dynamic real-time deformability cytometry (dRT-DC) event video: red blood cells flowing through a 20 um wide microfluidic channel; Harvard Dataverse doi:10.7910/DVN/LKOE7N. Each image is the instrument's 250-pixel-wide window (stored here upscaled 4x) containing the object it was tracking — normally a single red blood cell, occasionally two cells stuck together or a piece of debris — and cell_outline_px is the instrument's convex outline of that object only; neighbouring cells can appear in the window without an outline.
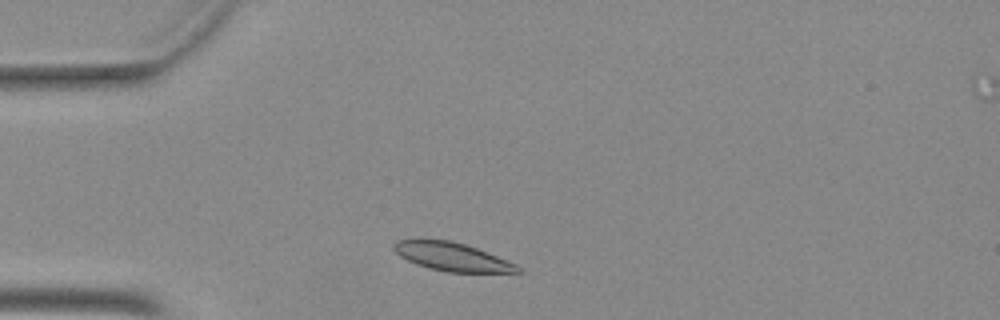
{"species": "Egyptian fruit bat (a non-hibernating species)", "species_latin": "Rousettus aegyptiacus", "temperature_condition": "warm", "stored_images_in_passage": 36, "camera_frame_rate_fps": 3000, "um_per_image_px": 0.085, "animal": {"sex": "female"}, "frame": {"image": 1, "passage_image": 4, "time_ms": 1.0, "image_size_px": [1000, 320], "cell_outline_px": [[524, 272], [448, 272], [416, 264], [400, 256], [392, 248], [392, 244], [396, 240], [420, 236], [448, 240], [464, 244], [476, 248], [516, 264]], "centroid_in_image_um": [38.31, 21.77], "position_along_channel_um": 46.7, "area_um2": 20.75}}
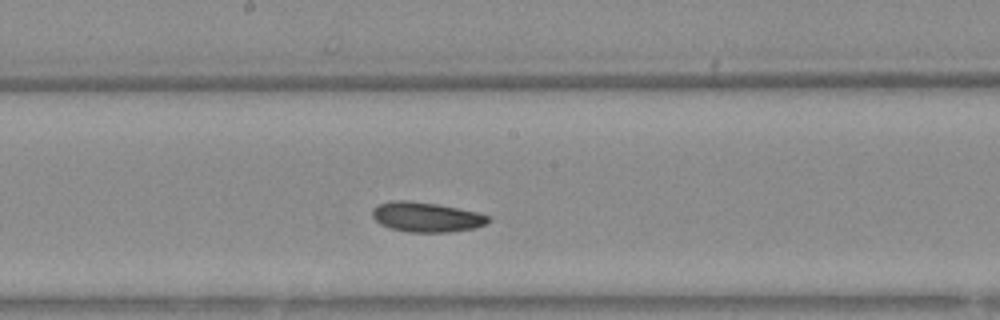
{"frame": {"image": 2, "passage_image": 18, "time_ms": 5.667, "image_size_px": [1000, 320], "cell_outline_px": [[488, 220], [484, 224], [476, 228], [448, 232], [408, 232], [388, 228], [380, 224], [372, 216], [372, 208], [376, 204], [392, 200], [404, 200], [436, 204], [476, 212], [488, 216]], "centroid_in_image_um": [36.16, 18.45], "position_along_channel_um": 212.0, "area_um2": 20.06}}
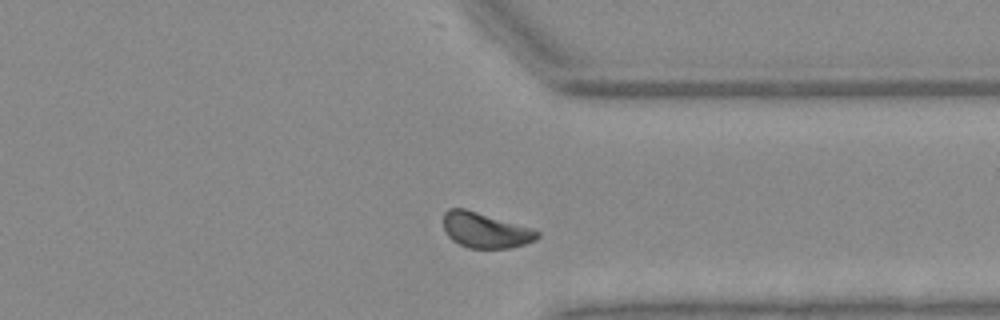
{"frame": {"image": 3, "passage_image": 30, "time_ms": 9.667, "image_size_px": [1000, 320], "cell_outline_px": [[540, 236], [536, 240], [524, 244], [508, 248], [468, 248], [452, 240], [444, 232], [444, 212], [448, 208], [464, 208], [532, 228], [540, 232]], "centroid_in_image_um": [41.24, 19.57], "position_along_channel_um": 370.2, "area_um2": 19.31}}